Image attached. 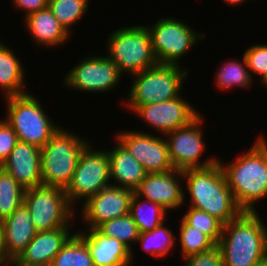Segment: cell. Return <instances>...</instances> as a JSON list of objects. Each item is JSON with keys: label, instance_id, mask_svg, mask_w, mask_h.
<instances>
[{"label": "cell", "instance_id": "22", "mask_svg": "<svg viewBox=\"0 0 267 266\" xmlns=\"http://www.w3.org/2000/svg\"><path fill=\"white\" fill-rule=\"evenodd\" d=\"M3 221L7 259L18 258L37 233L27 207L22 204Z\"/></svg>", "mask_w": 267, "mask_h": 266}, {"label": "cell", "instance_id": "20", "mask_svg": "<svg viewBox=\"0 0 267 266\" xmlns=\"http://www.w3.org/2000/svg\"><path fill=\"white\" fill-rule=\"evenodd\" d=\"M72 229L58 228L52 231L37 232L32 241L18 256V259L30 265L50 266L56 254L76 232H71Z\"/></svg>", "mask_w": 267, "mask_h": 266}, {"label": "cell", "instance_id": "37", "mask_svg": "<svg viewBox=\"0 0 267 266\" xmlns=\"http://www.w3.org/2000/svg\"><path fill=\"white\" fill-rule=\"evenodd\" d=\"M8 261L5 249V237L3 221L0 219V265H4Z\"/></svg>", "mask_w": 267, "mask_h": 266}, {"label": "cell", "instance_id": "11", "mask_svg": "<svg viewBox=\"0 0 267 266\" xmlns=\"http://www.w3.org/2000/svg\"><path fill=\"white\" fill-rule=\"evenodd\" d=\"M204 114H200L187 126L178 128L164 135L166 138L169 155L174 169L186 171L190 169L207 168L218 162V157L211 155L206 160H202L206 152L207 145L202 129ZM204 137V138H203Z\"/></svg>", "mask_w": 267, "mask_h": 266}, {"label": "cell", "instance_id": "10", "mask_svg": "<svg viewBox=\"0 0 267 266\" xmlns=\"http://www.w3.org/2000/svg\"><path fill=\"white\" fill-rule=\"evenodd\" d=\"M109 185L110 163L107 150L95 149L90 143L81 153L71 181L64 189L68 202L73 208H77L78 204L79 208L82 203Z\"/></svg>", "mask_w": 267, "mask_h": 266}, {"label": "cell", "instance_id": "36", "mask_svg": "<svg viewBox=\"0 0 267 266\" xmlns=\"http://www.w3.org/2000/svg\"><path fill=\"white\" fill-rule=\"evenodd\" d=\"M11 2L13 7L16 6V9L24 11L23 18L48 7V0H12Z\"/></svg>", "mask_w": 267, "mask_h": 266}, {"label": "cell", "instance_id": "27", "mask_svg": "<svg viewBox=\"0 0 267 266\" xmlns=\"http://www.w3.org/2000/svg\"><path fill=\"white\" fill-rule=\"evenodd\" d=\"M96 229L101 234L107 237L115 238L128 247L131 250V263L132 266H134L133 259L135 258L134 256L136 254H134L135 250L132 246L133 244H136L140 233L137 225L129 214L106 221L99 225Z\"/></svg>", "mask_w": 267, "mask_h": 266}, {"label": "cell", "instance_id": "8", "mask_svg": "<svg viewBox=\"0 0 267 266\" xmlns=\"http://www.w3.org/2000/svg\"><path fill=\"white\" fill-rule=\"evenodd\" d=\"M23 204L27 207L37 232L72 228L77 215L63 188L40 185L25 189Z\"/></svg>", "mask_w": 267, "mask_h": 266}, {"label": "cell", "instance_id": "38", "mask_svg": "<svg viewBox=\"0 0 267 266\" xmlns=\"http://www.w3.org/2000/svg\"><path fill=\"white\" fill-rule=\"evenodd\" d=\"M4 266H46V265H30L21 262L18 258L9 259Z\"/></svg>", "mask_w": 267, "mask_h": 266}, {"label": "cell", "instance_id": "40", "mask_svg": "<svg viewBox=\"0 0 267 266\" xmlns=\"http://www.w3.org/2000/svg\"><path fill=\"white\" fill-rule=\"evenodd\" d=\"M258 266H267V256L260 262Z\"/></svg>", "mask_w": 267, "mask_h": 266}, {"label": "cell", "instance_id": "16", "mask_svg": "<svg viewBox=\"0 0 267 266\" xmlns=\"http://www.w3.org/2000/svg\"><path fill=\"white\" fill-rule=\"evenodd\" d=\"M183 172L172 170L165 173H147L134 193L158 203L168 212L182 208L184 203Z\"/></svg>", "mask_w": 267, "mask_h": 266}, {"label": "cell", "instance_id": "12", "mask_svg": "<svg viewBox=\"0 0 267 266\" xmlns=\"http://www.w3.org/2000/svg\"><path fill=\"white\" fill-rule=\"evenodd\" d=\"M94 54L82 58L67 71L62 80L63 86L81 93H108L118 88L124 77L117 65L107 56ZM117 87V88H116Z\"/></svg>", "mask_w": 267, "mask_h": 266}, {"label": "cell", "instance_id": "35", "mask_svg": "<svg viewBox=\"0 0 267 266\" xmlns=\"http://www.w3.org/2000/svg\"><path fill=\"white\" fill-rule=\"evenodd\" d=\"M18 138L13 128L4 120L0 119V162L3 163L16 146Z\"/></svg>", "mask_w": 267, "mask_h": 266}, {"label": "cell", "instance_id": "6", "mask_svg": "<svg viewBox=\"0 0 267 266\" xmlns=\"http://www.w3.org/2000/svg\"><path fill=\"white\" fill-rule=\"evenodd\" d=\"M189 71L186 66L157 64L136 73L130 76L133 82L121 105L142 106L176 98L183 92Z\"/></svg>", "mask_w": 267, "mask_h": 266}, {"label": "cell", "instance_id": "24", "mask_svg": "<svg viewBox=\"0 0 267 266\" xmlns=\"http://www.w3.org/2000/svg\"><path fill=\"white\" fill-rule=\"evenodd\" d=\"M240 59L227 60L220 65L214 74V84L218 90H234L237 87L248 89L253 87V79L247 66L244 55Z\"/></svg>", "mask_w": 267, "mask_h": 266}, {"label": "cell", "instance_id": "17", "mask_svg": "<svg viewBox=\"0 0 267 266\" xmlns=\"http://www.w3.org/2000/svg\"><path fill=\"white\" fill-rule=\"evenodd\" d=\"M2 168L24 189L42 185L40 148L34 145L18 141Z\"/></svg>", "mask_w": 267, "mask_h": 266}, {"label": "cell", "instance_id": "30", "mask_svg": "<svg viewBox=\"0 0 267 266\" xmlns=\"http://www.w3.org/2000/svg\"><path fill=\"white\" fill-rule=\"evenodd\" d=\"M25 189L3 168L0 169V219L10 216L24 201Z\"/></svg>", "mask_w": 267, "mask_h": 266}, {"label": "cell", "instance_id": "1", "mask_svg": "<svg viewBox=\"0 0 267 266\" xmlns=\"http://www.w3.org/2000/svg\"><path fill=\"white\" fill-rule=\"evenodd\" d=\"M259 135L251 148L240 152L235 160L225 163L218 157L237 205L247 212L257 211V202L267 198V137Z\"/></svg>", "mask_w": 267, "mask_h": 266}, {"label": "cell", "instance_id": "21", "mask_svg": "<svg viewBox=\"0 0 267 266\" xmlns=\"http://www.w3.org/2000/svg\"><path fill=\"white\" fill-rule=\"evenodd\" d=\"M23 20L25 31L29 32L30 39L39 47L53 48L57 46L58 48L70 40L71 34L59 23L48 7L28 15Z\"/></svg>", "mask_w": 267, "mask_h": 266}, {"label": "cell", "instance_id": "25", "mask_svg": "<svg viewBox=\"0 0 267 266\" xmlns=\"http://www.w3.org/2000/svg\"><path fill=\"white\" fill-rule=\"evenodd\" d=\"M168 211L158 203L137 196L131 198L129 215L134 220L139 233L151 231L162 222L167 221Z\"/></svg>", "mask_w": 267, "mask_h": 266}, {"label": "cell", "instance_id": "3", "mask_svg": "<svg viewBox=\"0 0 267 266\" xmlns=\"http://www.w3.org/2000/svg\"><path fill=\"white\" fill-rule=\"evenodd\" d=\"M261 217L257 211H243L223 225L218 246L224 266H258L267 256V224Z\"/></svg>", "mask_w": 267, "mask_h": 266}, {"label": "cell", "instance_id": "33", "mask_svg": "<svg viewBox=\"0 0 267 266\" xmlns=\"http://www.w3.org/2000/svg\"><path fill=\"white\" fill-rule=\"evenodd\" d=\"M242 55L246 59L252 79L259 76L260 85L264 87L267 84V44L251 45Z\"/></svg>", "mask_w": 267, "mask_h": 266}, {"label": "cell", "instance_id": "7", "mask_svg": "<svg viewBox=\"0 0 267 266\" xmlns=\"http://www.w3.org/2000/svg\"><path fill=\"white\" fill-rule=\"evenodd\" d=\"M4 100L7 117L3 118L13 128L18 141L41 148L61 128L46 113L38 96L31 95L30 92Z\"/></svg>", "mask_w": 267, "mask_h": 266}, {"label": "cell", "instance_id": "2", "mask_svg": "<svg viewBox=\"0 0 267 266\" xmlns=\"http://www.w3.org/2000/svg\"><path fill=\"white\" fill-rule=\"evenodd\" d=\"M183 182L186 183L184 202L186 203L188 196L190 200L188 207L207 212L223 225L243 212L237 205L218 162L207 168L183 171Z\"/></svg>", "mask_w": 267, "mask_h": 266}, {"label": "cell", "instance_id": "31", "mask_svg": "<svg viewBox=\"0 0 267 266\" xmlns=\"http://www.w3.org/2000/svg\"><path fill=\"white\" fill-rule=\"evenodd\" d=\"M180 256L182 259L190 255L203 253L212 249L216 244L204 233L186 224L180 217L179 221Z\"/></svg>", "mask_w": 267, "mask_h": 266}, {"label": "cell", "instance_id": "28", "mask_svg": "<svg viewBox=\"0 0 267 266\" xmlns=\"http://www.w3.org/2000/svg\"><path fill=\"white\" fill-rule=\"evenodd\" d=\"M50 266H94L87 244L75 232L53 258Z\"/></svg>", "mask_w": 267, "mask_h": 266}, {"label": "cell", "instance_id": "14", "mask_svg": "<svg viewBox=\"0 0 267 266\" xmlns=\"http://www.w3.org/2000/svg\"><path fill=\"white\" fill-rule=\"evenodd\" d=\"M115 136L141 163L147 173H165L174 170L164 135L126 129L118 131Z\"/></svg>", "mask_w": 267, "mask_h": 266}, {"label": "cell", "instance_id": "4", "mask_svg": "<svg viewBox=\"0 0 267 266\" xmlns=\"http://www.w3.org/2000/svg\"><path fill=\"white\" fill-rule=\"evenodd\" d=\"M62 127L40 148L42 185L65 189L71 181L81 153L92 143Z\"/></svg>", "mask_w": 267, "mask_h": 266}, {"label": "cell", "instance_id": "34", "mask_svg": "<svg viewBox=\"0 0 267 266\" xmlns=\"http://www.w3.org/2000/svg\"><path fill=\"white\" fill-rule=\"evenodd\" d=\"M183 266H224L221 249L218 245L203 253L185 257Z\"/></svg>", "mask_w": 267, "mask_h": 266}, {"label": "cell", "instance_id": "32", "mask_svg": "<svg viewBox=\"0 0 267 266\" xmlns=\"http://www.w3.org/2000/svg\"><path fill=\"white\" fill-rule=\"evenodd\" d=\"M186 213L182 216V220L195 227L198 231H201L207 235L216 245H218L220 237L222 235L223 224L215 217L193 207H187Z\"/></svg>", "mask_w": 267, "mask_h": 266}, {"label": "cell", "instance_id": "26", "mask_svg": "<svg viewBox=\"0 0 267 266\" xmlns=\"http://www.w3.org/2000/svg\"><path fill=\"white\" fill-rule=\"evenodd\" d=\"M165 223L167 222H162L151 231L140 233L136 242L146 253L159 260L161 257H167L177 242V236L170 228L164 226Z\"/></svg>", "mask_w": 267, "mask_h": 266}, {"label": "cell", "instance_id": "18", "mask_svg": "<svg viewBox=\"0 0 267 266\" xmlns=\"http://www.w3.org/2000/svg\"><path fill=\"white\" fill-rule=\"evenodd\" d=\"M76 233L87 244L94 266H132L131 250L119 240L97 229H77Z\"/></svg>", "mask_w": 267, "mask_h": 266}, {"label": "cell", "instance_id": "19", "mask_svg": "<svg viewBox=\"0 0 267 266\" xmlns=\"http://www.w3.org/2000/svg\"><path fill=\"white\" fill-rule=\"evenodd\" d=\"M115 146L107 150L111 185L135 191L147 172L141 163L114 136Z\"/></svg>", "mask_w": 267, "mask_h": 266}, {"label": "cell", "instance_id": "39", "mask_svg": "<svg viewBox=\"0 0 267 266\" xmlns=\"http://www.w3.org/2000/svg\"><path fill=\"white\" fill-rule=\"evenodd\" d=\"M226 4H228V6H237L239 7V5L241 6L243 3H245V1L247 2L248 0H223Z\"/></svg>", "mask_w": 267, "mask_h": 266}, {"label": "cell", "instance_id": "13", "mask_svg": "<svg viewBox=\"0 0 267 266\" xmlns=\"http://www.w3.org/2000/svg\"><path fill=\"white\" fill-rule=\"evenodd\" d=\"M124 107L135 113L137 119L141 118L152 130L154 128L160 132V135L187 126L201 114L182 94L168 101Z\"/></svg>", "mask_w": 267, "mask_h": 266}, {"label": "cell", "instance_id": "15", "mask_svg": "<svg viewBox=\"0 0 267 266\" xmlns=\"http://www.w3.org/2000/svg\"><path fill=\"white\" fill-rule=\"evenodd\" d=\"M133 190L109 185L82 204L79 218L85 229H96L102 223L129 214ZM87 227V228H86Z\"/></svg>", "mask_w": 267, "mask_h": 266}, {"label": "cell", "instance_id": "5", "mask_svg": "<svg viewBox=\"0 0 267 266\" xmlns=\"http://www.w3.org/2000/svg\"><path fill=\"white\" fill-rule=\"evenodd\" d=\"M108 35L105 40L106 56L117 65L123 76H132L158 64L146 25L131 24Z\"/></svg>", "mask_w": 267, "mask_h": 266}, {"label": "cell", "instance_id": "9", "mask_svg": "<svg viewBox=\"0 0 267 266\" xmlns=\"http://www.w3.org/2000/svg\"><path fill=\"white\" fill-rule=\"evenodd\" d=\"M150 32L152 48L158 64L182 66L181 59L194 49L206 35L176 17H162L152 25L145 24ZM195 45V46H194ZM189 51V52H188Z\"/></svg>", "mask_w": 267, "mask_h": 266}, {"label": "cell", "instance_id": "29", "mask_svg": "<svg viewBox=\"0 0 267 266\" xmlns=\"http://www.w3.org/2000/svg\"><path fill=\"white\" fill-rule=\"evenodd\" d=\"M91 0H48V8L65 29L72 34V27L83 19ZM87 11V12H86ZM72 31V32H71Z\"/></svg>", "mask_w": 267, "mask_h": 266}, {"label": "cell", "instance_id": "23", "mask_svg": "<svg viewBox=\"0 0 267 266\" xmlns=\"http://www.w3.org/2000/svg\"><path fill=\"white\" fill-rule=\"evenodd\" d=\"M4 42L0 46V91L4 98L27 94L25 68L20 57Z\"/></svg>", "mask_w": 267, "mask_h": 266}]
</instances>
